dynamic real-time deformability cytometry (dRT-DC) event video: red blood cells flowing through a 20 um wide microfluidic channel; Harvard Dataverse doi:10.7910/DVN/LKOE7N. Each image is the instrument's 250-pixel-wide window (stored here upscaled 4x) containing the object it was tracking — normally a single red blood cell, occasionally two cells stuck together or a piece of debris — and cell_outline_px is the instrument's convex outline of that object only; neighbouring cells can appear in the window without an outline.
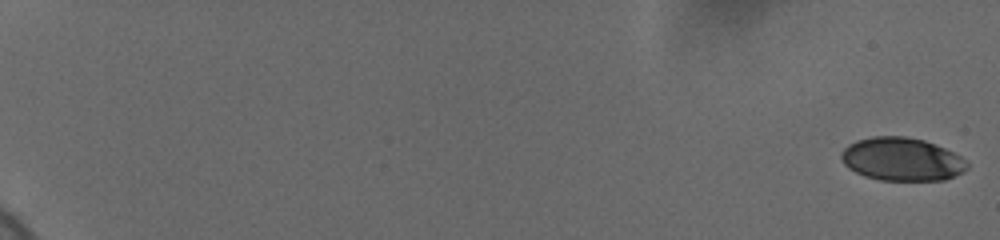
{"species": "human", "species_latin": "Homo sapiens", "temperature_condition": "cold", "stored_images_in_passage": 59, "camera_frame_rate_fps": 3000, "um_per_image_px": 0.085, "donor": {"sex": "female"}, "frame": {"image": 1, "passage_image": 1, "time_ms": 0.0, "image_size_px": [1000, 240], "cell_outline_px": [[968, 168], [964, 172], [944, 180], [880, 180], [864, 176], [848, 168], [844, 164], [840, 156], [840, 152], [848, 144], [856, 140], [872, 136], [904, 136], [924, 140], [944, 148], [960, 156], [968, 164]], "centroid_in_image_um": [76.63, 13.53], "position_along_channel_um": 8.4, "area_um2": 31.73}}
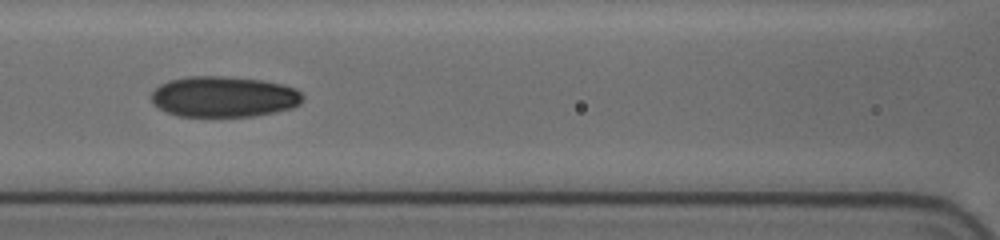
{"frame": {"image": 2, "passage_image": 31, "time_ms": 10.0, "image_size_px": [1000, 240], "cell_outline_px": [[304, 96], [300, 104], [292, 108], [252, 116], [180, 116], [168, 112], [152, 104], [152, 92], [160, 84], [168, 80], [188, 76], [224, 76], [260, 80], [284, 84], [296, 88]], "centroid_in_image_um": [19.03, 8.21], "position_along_channel_um": 147.6, "area_um2": 35.95}}
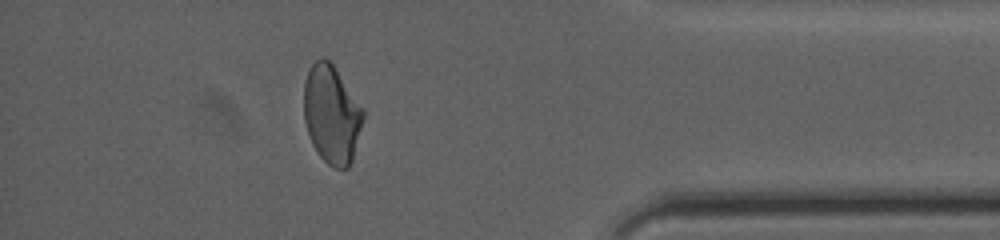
{"frame": {"image": 3, "passage_image": 54, "time_ms": 17.667, "image_size_px": [1000, 240], "cell_outline_px": [[364, 116], [352, 160], [348, 168], [336, 168], [328, 164], [316, 152], [312, 144], [304, 120], [304, 84], [308, 68], [316, 60], [324, 56], [336, 68], [364, 108]], "centroid_in_image_um": [28.18, 9.69], "position_along_channel_um": 407.0, "area_um2": 34.04}, "authors_computed_cell_mechanics": {"area_um2": 33.9286, "velocity_mm_per_s": 3.6956, "shape_relaxation_time_tau1_ms": 9.8801, "shape_relaxation_time_tau2_ms": 2.9268, "deformation_change_tau1": 0.1875, "deformation_change_tau2": 0.0726}}